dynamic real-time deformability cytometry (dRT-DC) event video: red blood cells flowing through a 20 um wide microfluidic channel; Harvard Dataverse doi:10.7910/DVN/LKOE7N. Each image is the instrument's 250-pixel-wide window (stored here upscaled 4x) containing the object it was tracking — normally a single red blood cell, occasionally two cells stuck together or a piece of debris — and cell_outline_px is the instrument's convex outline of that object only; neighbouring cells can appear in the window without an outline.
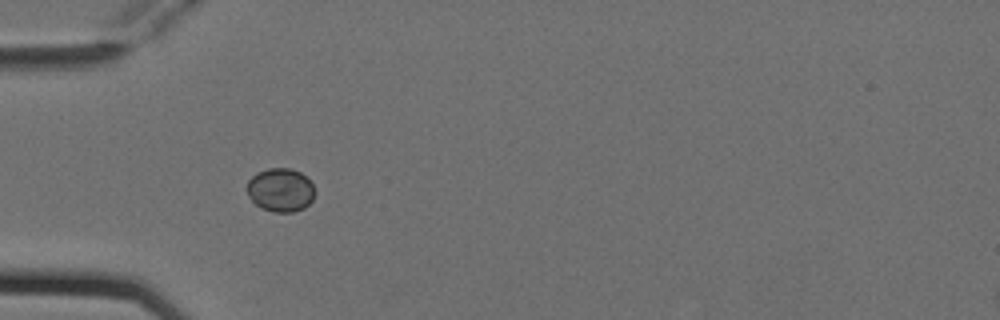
{"species": "Egyptian fruit bat (a non-hibernating species)", "species_latin": "Rousettus aegyptiacus", "temperature_condition": "cold", "stored_images_in_passage": 5, "camera_frame_rate_fps": 3000, "um_per_image_px": 0.085, "animal": {"sex": "female"}, "frame": {"image": 1, "passage_image": 4, "time_ms": 1.0, "image_size_px": [1000, 320], "cell_outline_px": [[316, 192], [312, 200], [304, 208], [292, 212], [272, 212], [260, 208], [248, 196], [244, 188], [248, 180], [256, 172], [268, 168], [292, 168], [300, 172], [312, 184]], "centroid_in_image_um": [23.8, 16.14], "position_along_channel_um": 61.2, "area_um2": 17.51}}
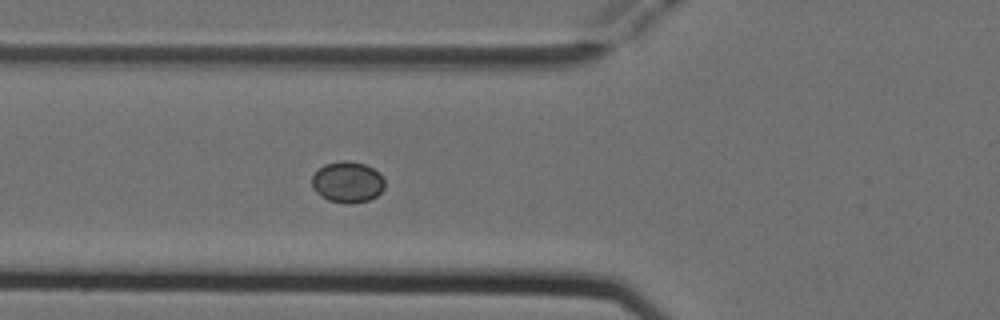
{"frame": {"image": 2, "passage_image": 5, "time_ms": 1.333, "image_size_px": [1000, 320], "cell_outline_px": [[384, 188], [376, 196], [368, 200], [352, 204], [344, 204], [328, 200], [320, 196], [312, 188], [312, 176], [324, 164], [340, 160], [348, 160], [364, 164], [380, 172], [384, 180]], "centroid_in_image_um": [29.53, 15.48], "position_along_channel_um": 96.3, "area_um2": 17.63}}